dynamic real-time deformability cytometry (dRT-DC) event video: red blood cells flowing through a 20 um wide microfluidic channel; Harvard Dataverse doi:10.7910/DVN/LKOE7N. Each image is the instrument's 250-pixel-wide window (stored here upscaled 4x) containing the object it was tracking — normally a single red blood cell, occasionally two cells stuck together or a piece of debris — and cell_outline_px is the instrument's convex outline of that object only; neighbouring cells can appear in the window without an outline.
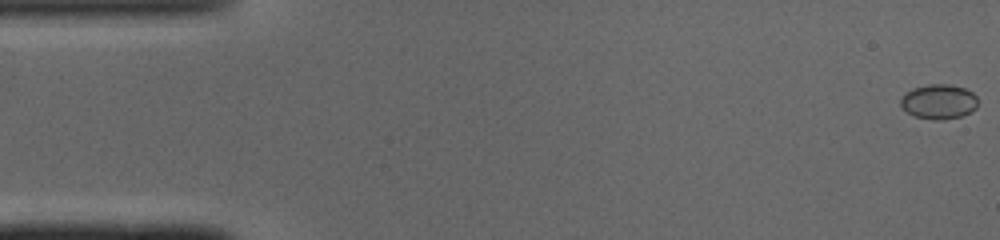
{"species": "common noctule bat (a hibernating species)", "species_latin": "Nyctalus noctula", "temperature_condition": "cold", "stored_images_in_passage": 9, "camera_frame_rate_fps": 3000, "um_per_image_px": 0.085, "animal": {"sex": "male", "body_mass_g": 19.0, "forearm_length_mm": 50.8}, "frame": {"image": 1, "passage_image": 1, "time_ms": 0.0, "image_size_px": [1000, 240], "cell_outline_px": [[976, 108], [960, 116], [944, 120], [932, 120], [912, 116], [900, 104], [900, 100], [912, 88], [928, 84], [948, 84], [964, 88], [972, 92], [976, 96]], "centroid_in_image_um": [79.78, 8.64], "position_along_channel_um": 5.2, "area_um2": 15.49}}